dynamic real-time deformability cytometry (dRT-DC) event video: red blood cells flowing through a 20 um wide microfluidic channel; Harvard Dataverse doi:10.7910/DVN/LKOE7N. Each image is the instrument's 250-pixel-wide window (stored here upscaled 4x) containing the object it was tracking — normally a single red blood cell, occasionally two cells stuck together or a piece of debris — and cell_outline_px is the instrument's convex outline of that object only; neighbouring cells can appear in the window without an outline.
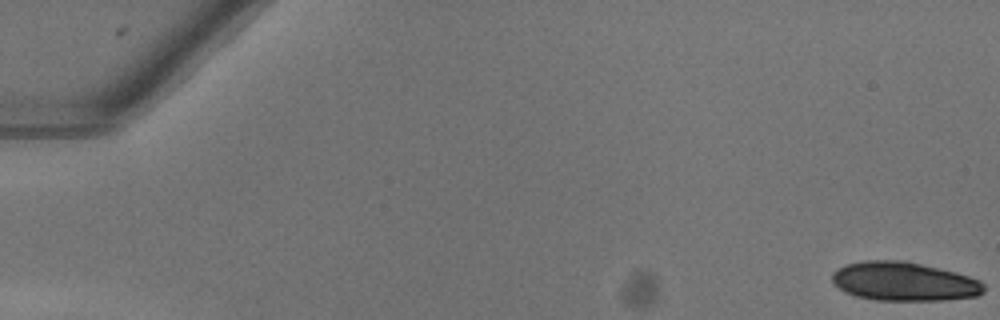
{"species": "common noctule bat (a hibernating species)", "species_latin": "Nyctalus noctula", "temperature_condition": "warm", "stored_images_in_passage": 44, "camera_frame_rate_fps": 3000, "um_per_image_px": 0.085, "animal": {"sex": "female"}, "frame": {"image": 1, "passage_image": 1, "time_ms": 0.0, "image_size_px": [1000, 320], "cell_outline_px": [[984, 292], [976, 296], [940, 300], [876, 300], [856, 296], [844, 292], [832, 280], [832, 272], [848, 264], [864, 260], [904, 260], [956, 272], [980, 280], [984, 284]], "centroid_in_image_um": [76.85, 23.92], "position_along_channel_um": 8.2, "area_um2": 34.22}}
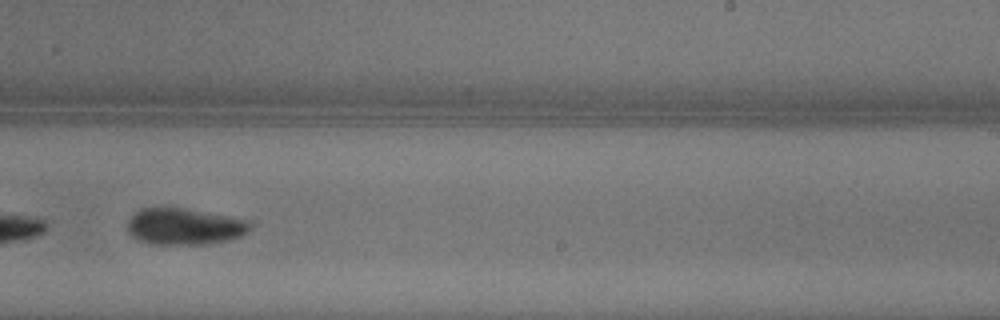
{"frame": {"image": 2, "passage_image": 34, "time_ms": 11.0, "image_size_px": [1000, 320], "cell_outline_px": [[252, 228], [248, 232], [240, 236], [224, 240], [200, 244], [152, 244], [140, 240], [132, 236], [128, 232], [128, 220], [140, 208], [184, 208], [248, 220], [252, 224]], "centroid_in_image_um": [15.67, 19.25], "position_along_channel_um": 273.3, "area_um2": 25.72}, "authors_computed_cell_mechanics": {"area_um2": 27.3972, "velocity_mm_per_s": 4.0654, "shape_relaxation_time_tau1_ms": 3.3214, "shape_relaxation_time_tau2_ms": null, "deformation_change_tau1": 0.1779, "deformation_change_tau2": null}}